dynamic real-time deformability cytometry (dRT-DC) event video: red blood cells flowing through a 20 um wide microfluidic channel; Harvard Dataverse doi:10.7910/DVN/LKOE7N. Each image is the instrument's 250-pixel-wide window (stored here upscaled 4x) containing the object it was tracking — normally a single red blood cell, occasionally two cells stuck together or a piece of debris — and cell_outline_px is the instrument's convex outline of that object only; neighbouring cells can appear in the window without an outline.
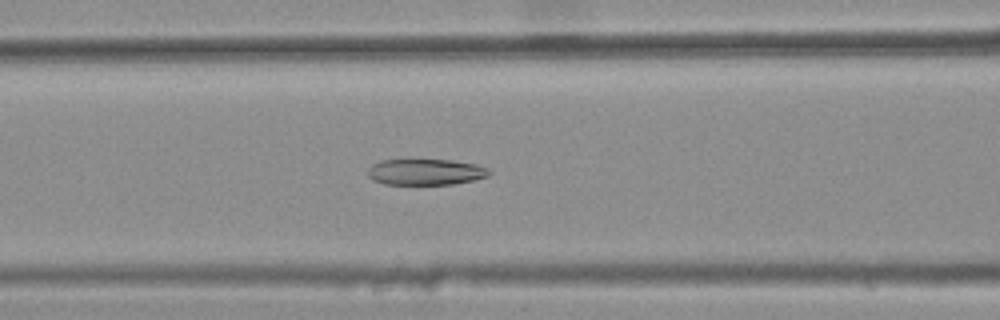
{"species": "common noctule bat (a hibernating species)", "species_latin": "Nyctalus noctula", "temperature_condition": "warm", "stored_images_in_passage": 45, "camera_frame_rate_fps": 3000, "um_per_image_px": 0.085, "animal": {"sex": "female", "body_mass_g": 25.1}, "frame": {"image": 1, "passage_image": 22, "time_ms": 7.0, "image_size_px": [1000, 320], "cell_outline_px": [[492, 172], [488, 176], [472, 180], [452, 184], [384, 184], [372, 180], [368, 176], [368, 168], [372, 164], [380, 160], [452, 160], [476, 164], [488, 168]], "centroid_in_image_um": [36.16, 14.61], "position_along_channel_um": 130.4, "area_um2": 18.44}}
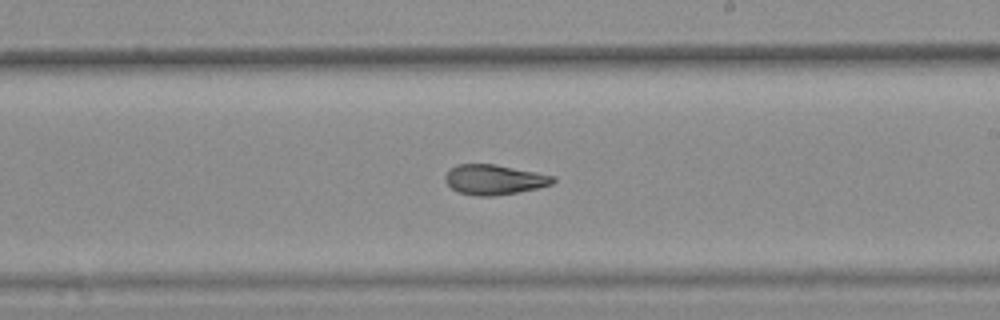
{"frame": {"image": 2, "passage_image": 31, "time_ms": 10.0, "image_size_px": [1000, 320], "cell_outline_px": [[556, 180], [552, 184], [536, 188], [516, 192], [492, 196], [476, 196], [456, 192], [444, 180], [444, 176], [456, 164], [496, 164], [556, 176]], "centroid_in_image_um": [42.0, 15.26], "position_along_channel_um": 247.0, "area_um2": 18.84}}
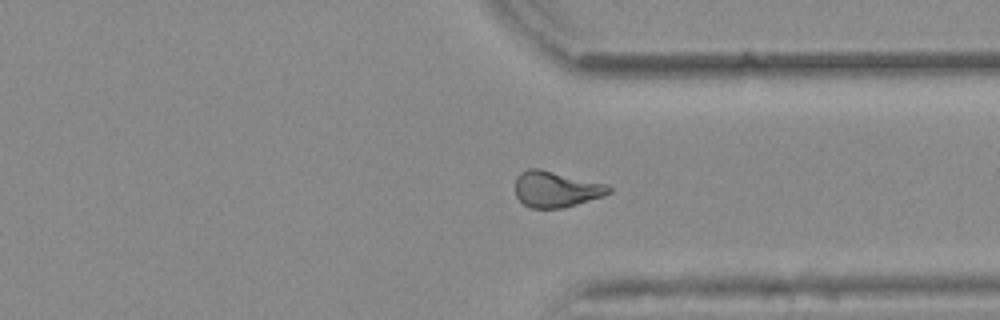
{"frame": {"image": 3, "passage_image": 40, "time_ms": 13.0, "image_size_px": [1000, 320], "cell_outline_px": [[612, 192], [604, 196], [564, 208], [528, 208], [516, 196], [516, 176], [520, 172], [528, 168], [540, 168], [608, 184], [612, 188]], "centroid_in_image_um": [47.28, 16.07], "position_along_channel_um": 364.1, "area_um2": 19.94}, "authors_computed_cell_mechanics": {"area_um2": 19.941, "velocity_mm_per_s": 3.8967, "shape_relaxation_time_tau1_ms": null, "shape_relaxation_time_tau2_ms": 2.6534, "deformation_change_tau1": null, "deformation_change_tau2": 0.1076}}